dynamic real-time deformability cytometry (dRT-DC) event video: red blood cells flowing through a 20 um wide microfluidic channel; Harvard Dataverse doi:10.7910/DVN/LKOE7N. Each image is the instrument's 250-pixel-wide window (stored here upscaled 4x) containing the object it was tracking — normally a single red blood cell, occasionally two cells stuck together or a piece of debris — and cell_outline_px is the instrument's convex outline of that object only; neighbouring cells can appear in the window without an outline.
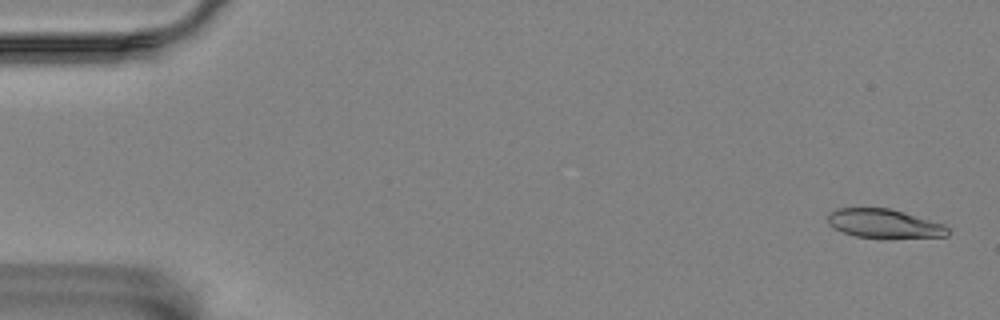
{"species": "Egyptian fruit bat (a non-hibernating species)", "species_latin": "Rousettus aegyptiacus", "temperature_condition": "room temperature", "stored_images_in_passage": 5, "camera_frame_rate_fps": 3000, "um_per_image_px": 0.085, "animal": {"sex": "female"}, "frame": {"image": 1, "passage_image": 1, "time_ms": 0.0, "image_size_px": [1000, 320], "cell_outline_px": [[948, 236], [856, 236], [832, 228], [828, 224], [828, 216], [836, 208], [888, 208], [944, 224], [948, 228]], "centroid_in_image_um": [75.09, 18.97], "position_along_channel_um": 9.9, "area_um2": 19.31}}